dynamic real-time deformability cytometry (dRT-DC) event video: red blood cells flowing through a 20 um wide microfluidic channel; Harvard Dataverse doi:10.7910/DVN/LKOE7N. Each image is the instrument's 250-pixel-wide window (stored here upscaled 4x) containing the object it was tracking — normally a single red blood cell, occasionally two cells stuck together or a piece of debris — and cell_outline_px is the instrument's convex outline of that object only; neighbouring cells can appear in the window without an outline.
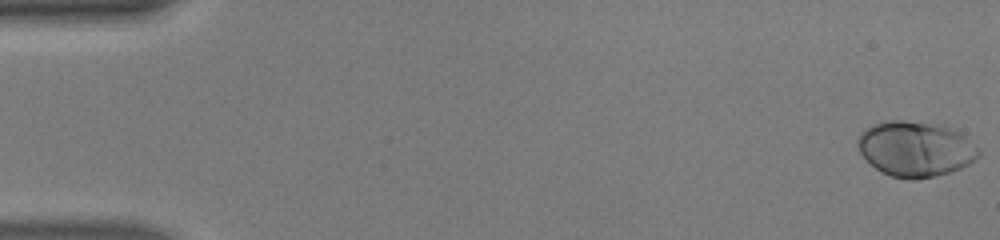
{"species": "human", "species_latin": "Homo sapiens", "temperature_condition": "warm", "stored_images_in_passage": 50, "camera_frame_rate_fps": 3000, "um_per_image_px": 0.085, "donor": {"sex": "male"}, "frame": {"image": 1, "passage_image": 1, "time_ms": 0.0, "image_size_px": [1000, 240], "cell_outline_px": [[980, 156], [968, 164], [960, 168], [936, 176], [916, 180], [912, 180], [892, 176], [880, 172], [860, 152], [856, 144], [856, 140], [860, 132], [872, 124], [888, 120], [904, 120], [944, 124], [956, 128], [980, 152]], "centroid_in_image_um": [77.8, 12.63], "position_along_channel_um": 7.2, "area_um2": 39.25}}
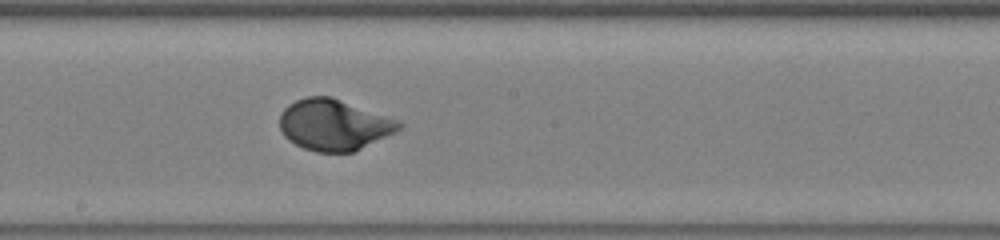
{"frame": {"image": 2, "passage_image": 28, "time_ms": 9.0, "image_size_px": [1000, 240], "cell_outline_px": [[404, 124], [396, 132], [352, 152], [316, 152], [304, 148], [288, 140], [284, 136], [280, 128], [280, 112], [288, 104], [296, 100], [308, 96], [332, 96], [400, 120]], "centroid_in_image_um": [28.39, 10.59], "position_along_channel_um": 219.8, "area_um2": 35.66}}
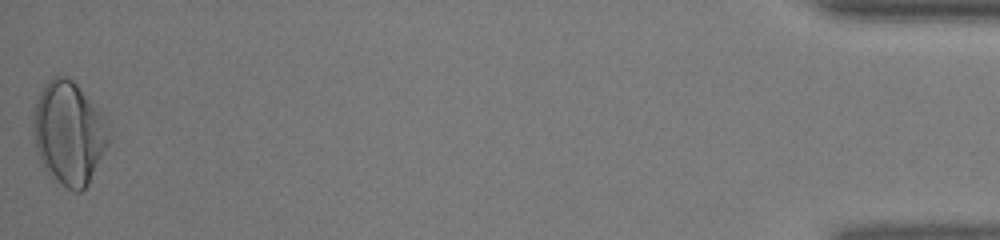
{"frame": {"image": 3, "passage_image": 50, "time_ms": 16.333, "image_size_px": [1000, 240], "cell_outline_px": [[108, 144], [88, 184], [80, 192], [72, 192], [48, 172], [40, 160], [36, 152], [32, 132], [32, 120], [36, 104], [40, 92], [44, 84], [52, 76], [64, 76], [72, 80], [76, 84], [100, 112], [108, 124]], "centroid_in_image_um": [5.83, 11.3], "position_along_channel_um": 429.4, "area_um2": 44.91}, "authors_computed_cell_mechanics": {"area_um2": 35.0846, "velocity_mm_per_s": 4.1555, "shape_relaxation_time_tau1_ms": 2.7914, "shape_relaxation_time_tau2_ms": null, "deformation_change_tau1": 0.172, "deformation_change_tau2": null}}